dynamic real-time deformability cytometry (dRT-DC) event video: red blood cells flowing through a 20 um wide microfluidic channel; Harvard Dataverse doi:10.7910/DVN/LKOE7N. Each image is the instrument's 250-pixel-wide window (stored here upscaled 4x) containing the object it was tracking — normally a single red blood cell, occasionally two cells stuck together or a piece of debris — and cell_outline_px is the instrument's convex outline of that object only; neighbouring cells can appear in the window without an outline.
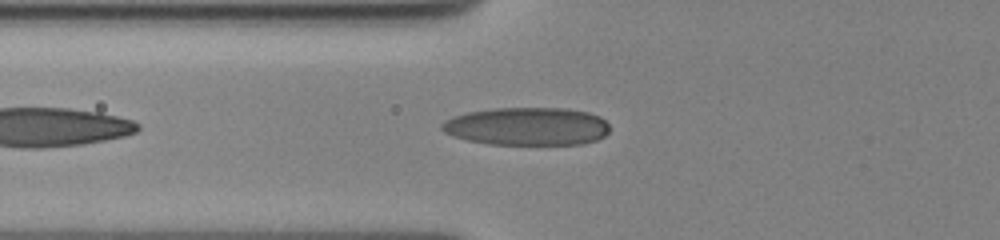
{"species": "human", "species_latin": "Homo sapiens", "temperature_condition": "cold", "stored_images_in_passage": 40, "camera_frame_rate_fps": 3000, "um_per_image_px": 0.085, "donor": {"sex": "female"}, "frame": {"image": 1, "passage_image": 5, "time_ms": 1.333, "image_size_px": [1000, 240], "cell_outline_px": [[608, 132], [604, 136], [596, 140], [584, 144], [488, 144], [468, 140], [444, 132], [440, 128], [440, 124], [444, 120], [452, 116], [468, 112], [496, 108], [564, 108], [588, 112], [600, 116], [608, 124]], "centroid_in_image_um": [44.8, 10.73], "position_along_channel_um": 81.0, "area_um2": 37.17}}
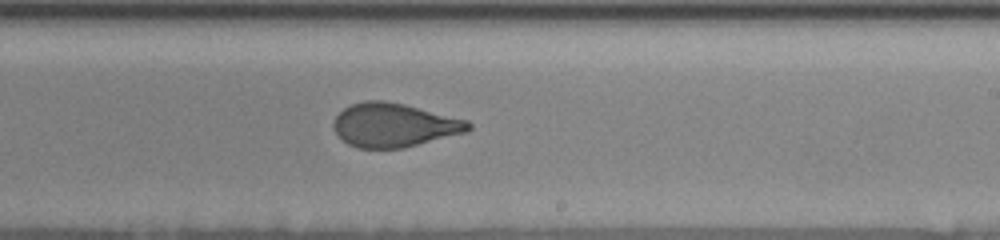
{"frame": {"image": 2, "passage_image": 20, "time_ms": 6.333, "image_size_px": [1000, 240], "cell_outline_px": [[472, 128], [468, 132], [404, 148], [356, 148], [348, 144], [332, 128], [332, 124], [336, 116], [344, 108], [352, 104], [364, 100], [384, 100], [404, 104], [468, 120], [472, 124]], "centroid_in_image_um": [33.51, 10.63], "position_along_channel_um": 255.5, "area_um2": 34.56}}
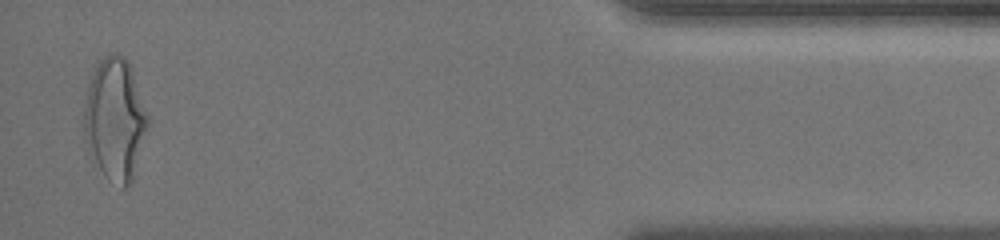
{"frame": {"image": 3, "passage_image": 39, "time_ms": 12.667, "image_size_px": [1000, 240], "cell_outline_px": [[148, 124], [132, 180], [124, 188], [120, 188], [108, 180], [104, 176], [88, 156], [84, 136], [84, 104], [88, 84], [96, 64], [104, 56], [112, 52], [116, 52], [124, 56], [128, 60], [148, 116]], "centroid_in_image_um": [9.73, 10.16], "position_along_channel_um": 425.5, "area_um2": 45.55}, "authors_computed_cell_mechanics": {"area_um2": 35.547, "velocity_mm_per_s": 3.495, "shape_relaxation_time_tau1_ms": 3.9834, "shape_relaxation_time_tau2_ms": 1.0256, "deformation_change_tau1": 0.1559, "deformation_change_tau2": 0.0695}}